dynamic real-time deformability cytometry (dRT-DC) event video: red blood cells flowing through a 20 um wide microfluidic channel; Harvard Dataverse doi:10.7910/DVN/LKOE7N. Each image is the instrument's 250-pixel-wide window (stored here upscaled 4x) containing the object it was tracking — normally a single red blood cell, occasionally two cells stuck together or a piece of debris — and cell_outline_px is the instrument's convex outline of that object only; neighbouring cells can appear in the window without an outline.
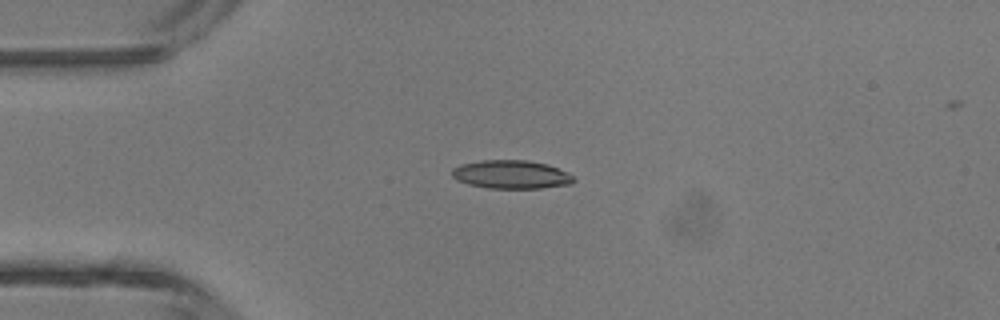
{"species": "common noctule bat (a hibernating species)", "species_latin": "Nyctalus noctula", "temperature_condition": "room temperature", "stored_images_in_passage": 35, "camera_frame_rate_fps": 3000, "um_per_image_px": 0.085, "animal": {"sex": "male", "body_mass_g": 13.3}, "frame": {"image": 1, "passage_image": 1, "time_ms": 0.0, "image_size_px": [1000, 320], "cell_outline_px": [[576, 180], [572, 184], [540, 188], [488, 188], [468, 184], [456, 180], [452, 176], [452, 168], [460, 164], [480, 160], [528, 160], [548, 164], [568, 172]], "centroid_in_image_um": [43.45, 14.82], "position_along_channel_um": 41.5, "area_um2": 20.35}}
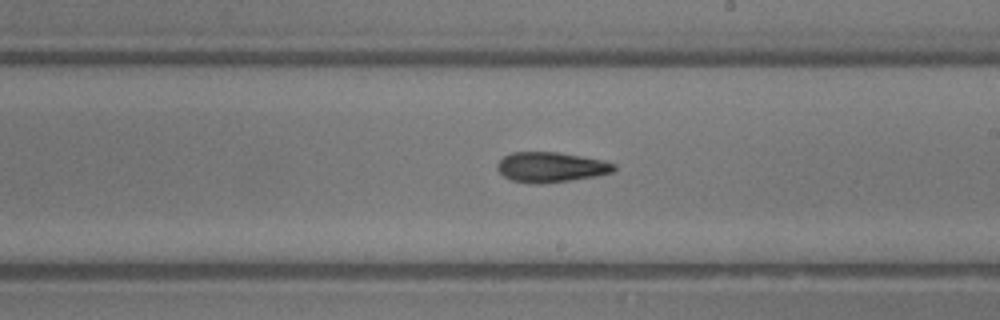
{"frame": {"image": 2, "passage_image": 16, "time_ms": 5.0, "image_size_px": [1000, 320], "cell_outline_px": [[616, 168], [612, 172], [596, 176], [572, 180], [540, 184], [532, 184], [512, 180], [504, 176], [496, 168], [496, 164], [504, 156], [512, 152], [556, 152], [604, 160], [616, 164]], "centroid_in_image_um": [46.82, 14.21], "position_along_channel_um": 242.2, "area_um2": 20.52}}
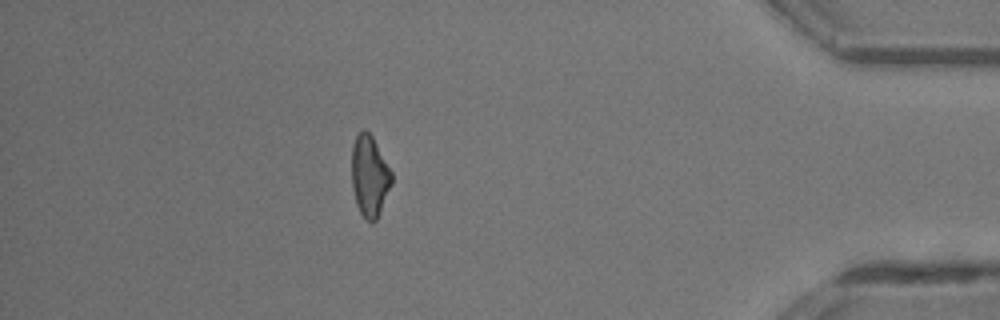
{"frame": {"image": 3, "passage_image": 30, "time_ms": 9.667, "image_size_px": [1000, 320], "cell_outline_px": [[392, 184], [380, 212], [376, 220], [368, 220], [360, 212], [356, 204], [352, 188], [352, 148], [356, 136], [364, 128], [372, 136], [392, 172]], "centroid_in_image_um": [31.41, 14.95], "position_along_channel_um": 403.8, "area_um2": 18.67}, "authors_computed_cell_mechanics": {"area_um2": 19.8254, "velocity_mm_per_s": 4.4996, "shape_relaxation_time_tau1_ms": 8.4038, "shape_relaxation_time_tau2_ms": 5.2013, "deformation_change_tau1": 0.2191, "deformation_change_tau2": 0.1736}}